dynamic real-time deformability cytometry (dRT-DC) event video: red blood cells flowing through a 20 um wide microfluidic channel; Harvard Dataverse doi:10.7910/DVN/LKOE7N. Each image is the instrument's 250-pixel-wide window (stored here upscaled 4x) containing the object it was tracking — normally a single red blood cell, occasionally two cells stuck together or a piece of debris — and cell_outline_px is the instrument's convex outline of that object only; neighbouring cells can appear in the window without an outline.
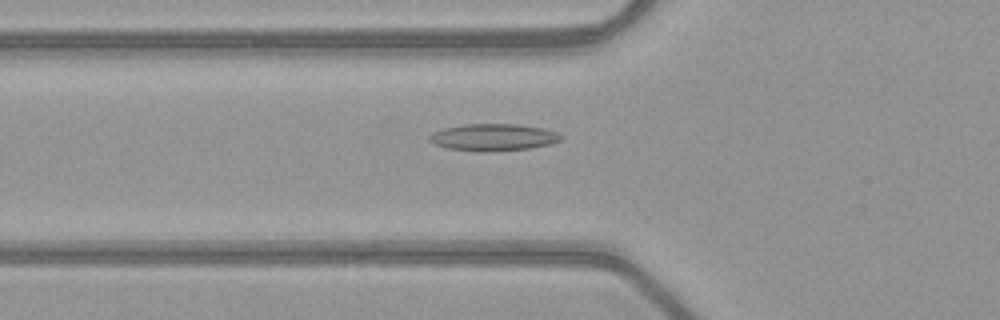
{"species": "common noctule bat (a hibernating species)", "species_latin": "Nyctalus noctula", "temperature_condition": "warm", "stored_images_in_passage": 38, "camera_frame_rate_fps": 3000, "um_per_image_px": 0.085, "animal": {"sex": "female", "body_mass_g": 21.9}, "frame": {"image": 1, "passage_image": 5, "time_ms": 1.333, "image_size_px": [1000, 320], "cell_outline_px": [[560, 140], [548, 144], [528, 148], [484, 152], [476, 152], [448, 148], [436, 144], [428, 140], [428, 136], [432, 132], [444, 128], [464, 124], [520, 124], [544, 128], [556, 132], [560, 136]], "centroid_in_image_um": [41.88, 11.66], "position_along_channel_um": 83.9, "area_um2": 20.58}}
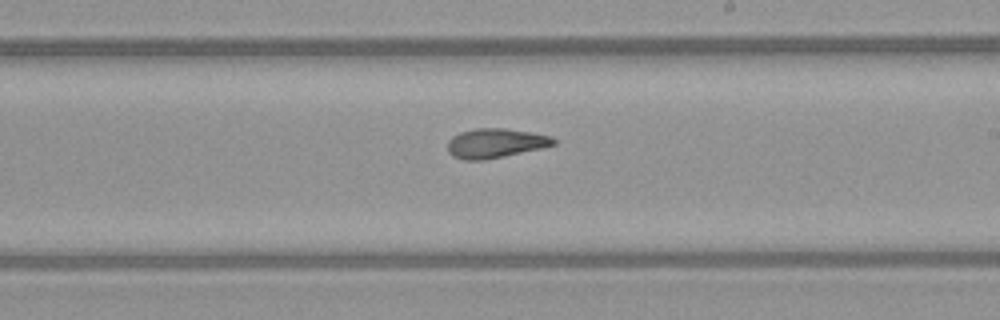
{"frame": {"image": 2, "passage_image": 17, "time_ms": 5.333, "image_size_px": [1000, 320], "cell_outline_px": [[556, 144], [540, 148], [504, 156], [484, 160], [464, 160], [452, 156], [448, 152], [448, 140], [452, 136], [460, 132], [476, 128], [504, 128], [532, 132], [552, 136], [556, 140]], "centroid_in_image_um": [42.09, 12.16], "position_along_channel_um": 246.9, "area_um2": 18.21}}
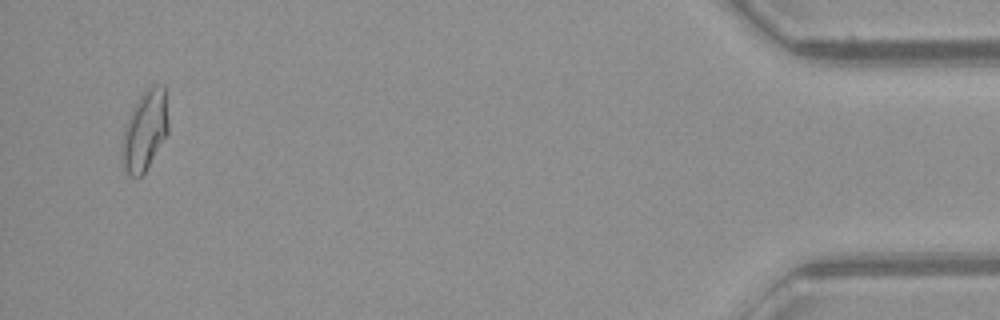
{"frame": {"image": 3, "passage_image": 36, "time_ms": 11.667, "image_size_px": [1000, 320], "cell_outline_px": [[168, 132], [144, 172], [136, 180], [128, 176], [124, 168], [120, 156], [120, 152], [124, 124], [136, 100], [144, 88], [164, 84], [168, 120]], "centroid_in_image_um": [12.26, 11.1], "position_along_channel_um": 422.9, "area_um2": 21.96}, "authors_computed_cell_mechanics": {"area_um2": 18.7561, "velocity_mm_per_s": 4.0421, "shape_relaxation_time_tau1_ms": null, "shape_relaxation_time_tau2_ms": 2.1812, "deformation_change_tau1": null, "deformation_change_tau2": 0.097}}